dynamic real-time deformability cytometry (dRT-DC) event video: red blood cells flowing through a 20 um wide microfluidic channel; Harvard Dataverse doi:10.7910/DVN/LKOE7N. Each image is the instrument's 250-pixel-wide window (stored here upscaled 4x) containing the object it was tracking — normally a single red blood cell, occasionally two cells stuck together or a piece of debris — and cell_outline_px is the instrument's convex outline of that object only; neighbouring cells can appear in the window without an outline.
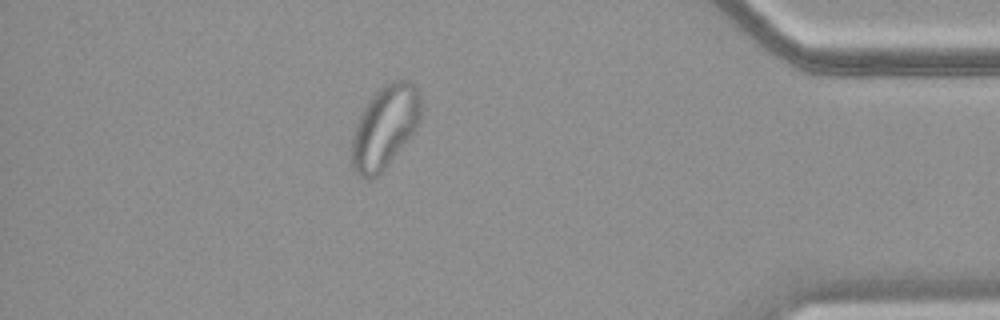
{"species": "common noctule bat (a hibernating species)", "species_latin": "Nyctalus noctula", "temperature_condition": "warm", "stored_images_in_passage": 44, "camera_frame_rate_fps": 3000, "um_per_image_px": 0.085, "animal": {"sex": "female", "body_mass_g": 18.4}, "frame": {"image": 1, "passage_image": 38, "time_ms": 12.333, "image_size_px": [1000, 320], "cell_outline_px": [[420, 124], [412, 136], [384, 168], [376, 176], [360, 176], [352, 168], [352, 136], [356, 124], [364, 108], [372, 96], [384, 84], [392, 80], [408, 80], [416, 88], [420, 96]], "centroid_in_image_um": [32.73, 10.76], "position_along_channel_um": 402.5, "area_um2": 32.83}}